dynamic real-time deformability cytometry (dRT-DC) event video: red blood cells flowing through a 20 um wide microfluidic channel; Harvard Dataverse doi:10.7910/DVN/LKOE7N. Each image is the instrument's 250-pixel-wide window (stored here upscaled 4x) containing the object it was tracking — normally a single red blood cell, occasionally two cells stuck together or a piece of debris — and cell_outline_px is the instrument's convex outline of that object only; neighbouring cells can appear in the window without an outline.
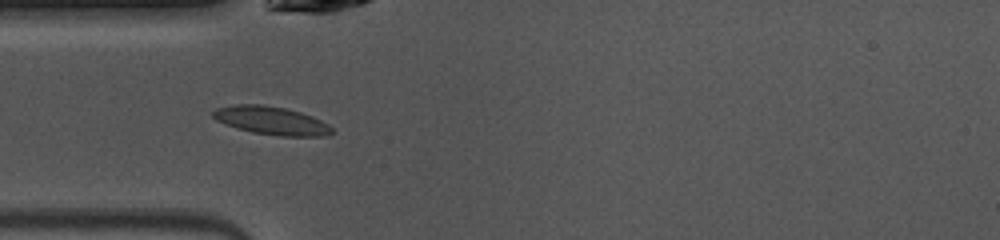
{"species": "common noctule bat (a hibernating species)", "species_latin": "Nyctalus noctula", "temperature_condition": "warm", "stored_images_in_passage": 40, "camera_frame_rate_fps": 3000, "um_per_image_px": 0.085, "animal": {"sex": "female", "body_mass_g": 10.0, "forearm_length_mm": 53.1}, "frame": {"image": 1, "passage_image": 5, "time_ms": 1.333, "image_size_px": [1000, 240], "cell_outline_px": [[332, 132], [328, 136], [280, 136], [252, 132], [236, 128], [224, 124], [216, 120], [212, 116], [212, 112], [216, 108], [236, 104], [260, 104], [284, 108], [300, 112], [312, 116], [328, 124], [332, 128]], "centroid_in_image_um": [23.04, 10.25], "position_along_channel_um": 62.0, "area_um2": 19.54}}
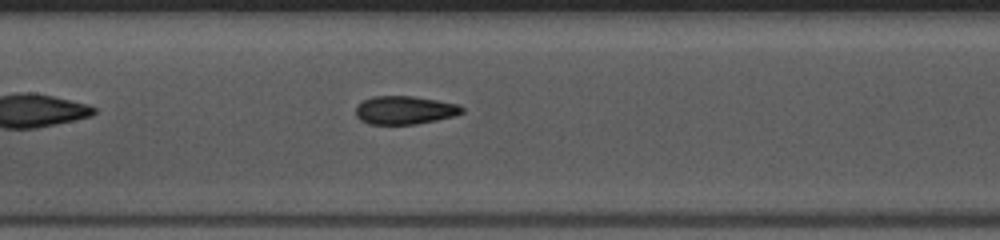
{"frame": {"image": 2, "passage_image": 13, "time_ms": 4.0, "image_size_px": [1000, 240], "cell_outline_px": [[464, 112], [456, 116], [416, 124], [368, 124], [360, 120], [356, 116], [356, 104], [372, 96], [412, 96], [460, 104], [464, 108]], "centroid_in_image_um": [34.41, 9.36], "position_along_channel_um": 173.0, "area_um2": 17.69}}
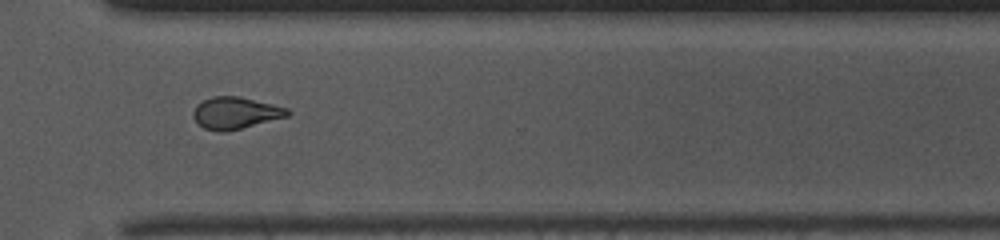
{"frame": {"image": 3, "passage_image": 26, "time_ms": 8.333, "image_size_px": [1000, 240], "cell_outline_px": [[292, 112], [288, 116], [224, 132], [220, 132], [204, 128], [192, 116], [192, 112], [196, 104], [212, 96], [236, 96], [272, 104], [288, 108]], "centroid_in_image_um": [20.0, 9.59], "position_along_channel_um": 350.6, "area_um2": 17.28}, "authors_computed_cell_mechanics": {"area_um2": 17.9758, "velocity_mm_per_s": 4.11, "shape_relaxation_time_tau1_ms": 5.0128, "shape_relaxation_time_tau2_ms": 1.6723, "deformation_change_tau1": 0.138, "deformation_change_tau2": 0.0846}}